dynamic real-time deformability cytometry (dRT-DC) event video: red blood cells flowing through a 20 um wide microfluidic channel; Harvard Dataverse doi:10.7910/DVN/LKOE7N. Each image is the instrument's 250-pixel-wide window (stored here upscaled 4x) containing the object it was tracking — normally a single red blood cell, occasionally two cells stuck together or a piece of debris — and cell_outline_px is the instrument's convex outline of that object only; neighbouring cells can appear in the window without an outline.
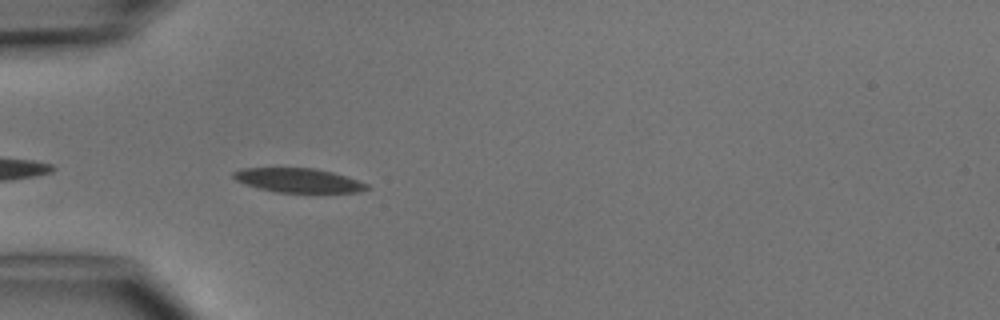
{"species": "common noctule bat (a hibernating species)", "species_latin": "Nyctalus noctula", "temperature_condition": "cold", "stored_images_in_passage": 5, "camera_frame_rate_fps": 3000, "um_per_image_px": 0.085, "animal": {"sex": "male", "body_mass_g": 15.6}, "frame": {"image": 1, "passage_image": 4, "time_ms": 4.667, "image_size_px": [1000, 320], "cell_outline_px": [[368, 188], [360, 192], [276, 192], [244, 184], [236, 180], [232, 176], [232, 172], [240, 168], [312, 168], [332, 172], [368, 184]], "centroid_in_image_um": [25.3, 15.32], "position_along_channel_um": 59.7, "area_um2": 18.55}}